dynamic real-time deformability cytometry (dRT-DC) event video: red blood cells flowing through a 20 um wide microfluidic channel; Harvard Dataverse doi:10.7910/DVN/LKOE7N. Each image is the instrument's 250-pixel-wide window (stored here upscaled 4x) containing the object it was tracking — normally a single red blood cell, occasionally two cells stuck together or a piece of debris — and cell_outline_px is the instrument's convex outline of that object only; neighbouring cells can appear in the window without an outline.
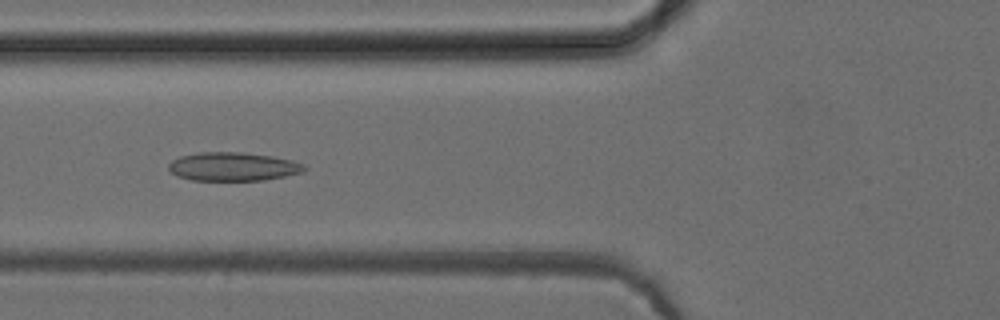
{"species": "common noctule bat (a hibernating species)", "species_latin": "Nyctalus noctula", "temperature_condition": "cold", "stored_images_in_passage": 52, "camera_frame_rate_fps": 3000, "um_per_image_px": 0.085, "animal": {"sex": "female", "body_mass_g": 24.6, "forearm_length_mm": 56.2}, "frame": {"image": 1, "passage_image": 20, "time_ms": 6.333, "image_size_px": [1000, 320], "cell_outline_px": [[308, 168], [304, 172], [264, 180], [192, 180], [176, 176], [168, 168], [168, 164], [172, 160], [180, 156], [200, 152], [244, 152], [272, 156], [292, 160], [304, 164]], "centroid_in_image_um": [19.82, 14.16], "position_along_channel_um": 106.0, "area_um2": 22.72}}
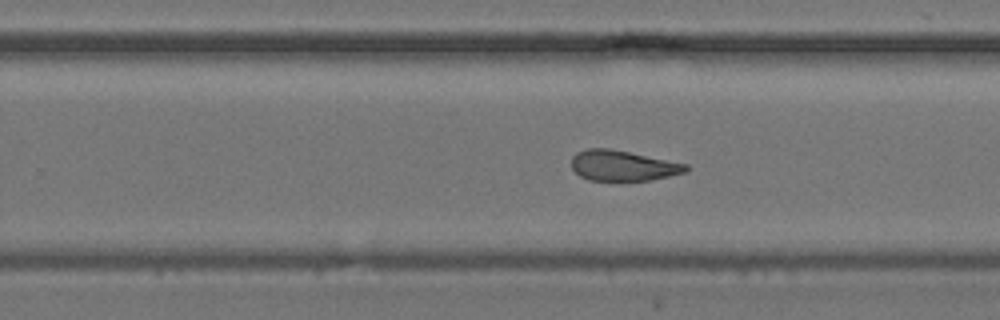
{"frame": {"image": 2, "passage_image": 33, "time_ms": 10.667, "image_size_px": [1000, 320], "cell_outline_px": [[688, 168], [684, 172], [668, 176], [648, 180], [588, 180], [580, 176], [572, 168], [572, 156], [576, 152], [588, 148], [608, 148], [688, 164]], "centroid_in_image_um": [52.9, 14.07], "position_along_channel_um": 276.9, "area_um2": 20.0}}
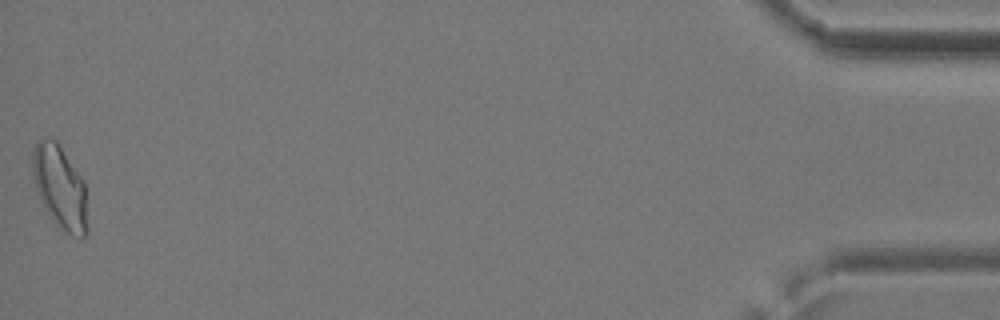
{"frame": {"image": 3, "passage_image": 52, "time_ms": 17.0, "image_size_px": [1000, 320], "cell_outline_px": [[88, 232], [84, 236], [72, 236], [60, 228], [52, 220], [44, 208], [36, 192], [32, 180], [32, 152], [36, 144], [40, 140], [56, 140], [84, 180], [88, 228]], "centroid_in_image_um": [5.09, 15.95], "position_along_channel_um": 430.1, "area_um2": 26.76}, "authors_computed_cell_mechanics": {"area_um2": 22.3686, "velocity_mm_per_s": 3.9452, "shape_relaxation_time_tau1_ms": null, "shape_relaxation_time_tau2_ms": 2.6735, "deformation_change_tau1": null, "deformation_change_tau2": 0.0979}}